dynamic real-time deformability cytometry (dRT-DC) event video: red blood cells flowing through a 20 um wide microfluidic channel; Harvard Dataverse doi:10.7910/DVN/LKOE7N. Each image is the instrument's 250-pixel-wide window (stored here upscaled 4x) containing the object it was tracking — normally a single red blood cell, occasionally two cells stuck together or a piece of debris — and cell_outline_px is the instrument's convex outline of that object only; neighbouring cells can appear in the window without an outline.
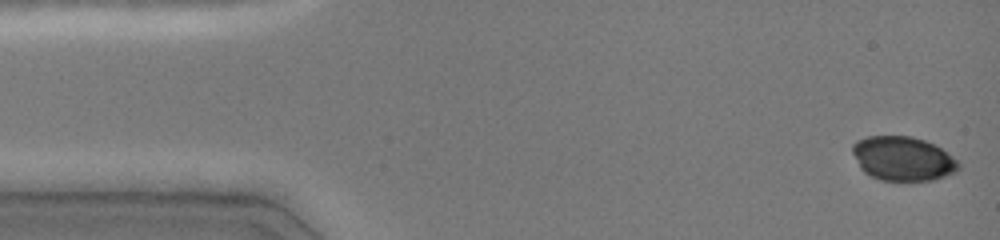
{"species": "common noctule bat (a hibernating species)", "species_latin": "Nyctalus noctula", "temperature_condition": "cold", "stored_images_in_passage": 47, "camera_frame_rate_fps": 3000, "um_per_image_px": 0.085, "animal": {"sex": "female", "body_mass_g": 19.0, "forearm_length_mm": 51.5}, "frame": {"image": 1, "passage_image": 1, "time_ms": 0.0, "image_size_px": [1000, 240], "cell_outline_px": [[960, 168], [956, 172], [932, 180], [880, 180], [864, 172], [860, 168], [852, 152], [852, 144], [856, 140], [868, 136], [912, 136], [924, 140], [940, 148], [952, 156], [960, 164]], "centroid_in_image_um": [76.72, 13.47], "position_along_channel_um": 8.3, "area_um2": 27.22}}
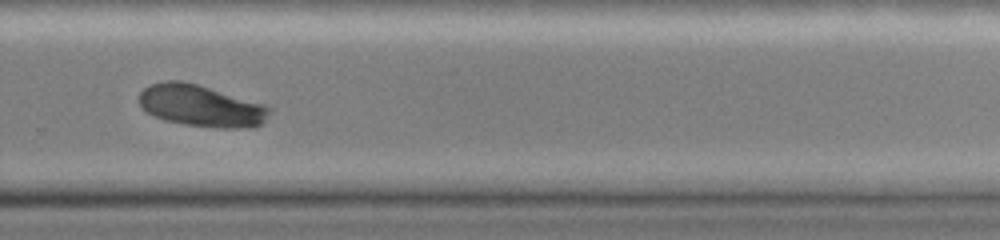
{"frame": {"image": 2, "passage_image": 32, "time_ms": 10.333, "image_size_px": [1000, 240], "cell_outline_px": [[272, 112], [260, 124], [248, 128], [220, 128], [184, 124], [164, 120], [140, 108], [140, 92], [144, 88], [152, 84], [168, 80], [180, 80], [196, 84], [264, 104], [272, 108]], "centroid_in_image_um": [17.1, 9.0], "position_along_channel_um": 312.7, "area_um2": 31.44}}
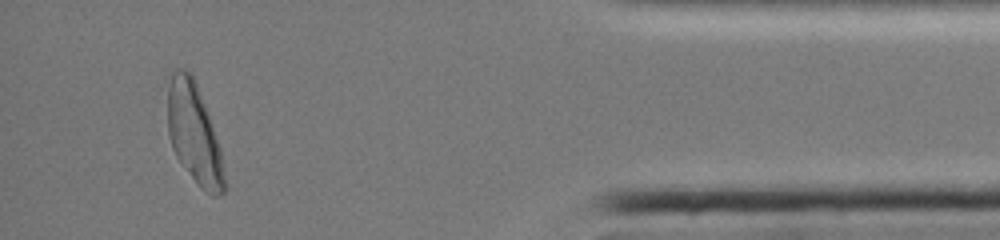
{"frame": {"image": 3, "passage_image": 43, "time_ms": 14.0, "image_size_px": [1000, 240], "cell_outline_px": [[228, 188], [220, 196], [212, 196], [200, 188], [176, 156], [172, 148], [168, 132], [168, 88], [172, 68], [184, 68], [192, 72], [208, 112], [220, 148], [228, 184]], "centroid_in_image_um": [16.53, 11.37], "position_along_channel_um": 418.7, "area_um2": 33.64}}